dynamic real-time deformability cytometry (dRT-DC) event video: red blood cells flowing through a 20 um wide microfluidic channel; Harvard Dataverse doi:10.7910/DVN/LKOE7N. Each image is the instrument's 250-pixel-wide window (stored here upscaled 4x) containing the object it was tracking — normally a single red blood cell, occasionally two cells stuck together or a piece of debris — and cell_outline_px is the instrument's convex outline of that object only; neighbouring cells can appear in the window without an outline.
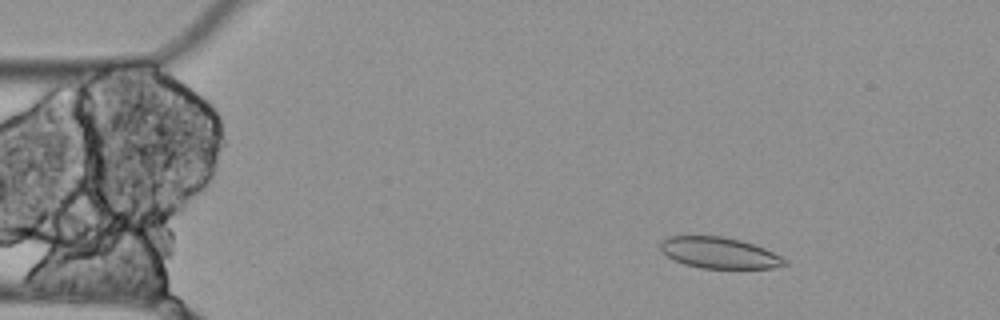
{"species": "Egyptian fruit bat (a non-hibernating species)", "species_latin": "Rousettus aegyptiacus", "temperature_condition": "cold", "stored_images_in_passage": 4, "camera_frame_rate_fps": 3000, "um_per_image_px": 0.085, "animal": {"sex": "female"}, "frame": {"image": 1, "passage_image": 1, "time_ms": 0.0, "image_size_px": [1000, 320], "cell_outline_px": [[788, 264], [772, 268], [700, 268], [684, 264], [668, 256], [660, 248], [660, 244], [668, 236], [724, 236], [740, 240], [764, 248], [788, 260]], "centroid_in_image_um": [61.16, 21.49], "position_along_channel_um": 23.8, "area_um2": 22.31}}